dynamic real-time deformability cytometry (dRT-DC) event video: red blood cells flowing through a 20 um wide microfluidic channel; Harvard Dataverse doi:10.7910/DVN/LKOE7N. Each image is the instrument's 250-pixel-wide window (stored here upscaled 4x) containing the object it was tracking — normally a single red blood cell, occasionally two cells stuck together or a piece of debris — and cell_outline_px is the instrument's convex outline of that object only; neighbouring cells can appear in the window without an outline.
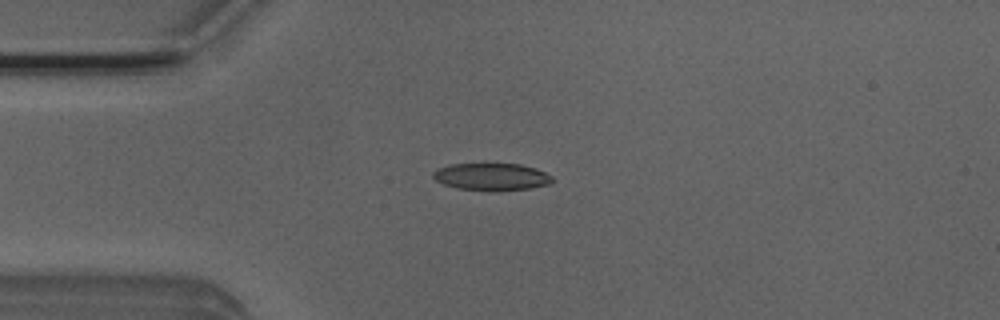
{"species": "Egyptian fruit bat (a non-hibernating species)", "species_latin": "Rousettus aegyptiacus", "temperature_condition": "room temperature", "stored_images_in_passage": 2, "camera_frame_rate_fps": 3000, "um_per_image_px": 0.085, "animal": {"sex": "male"}, "frame": {"image": 1, "passage_image": 1, "time_ms": 0.0, "image_size_px": [1000, 320], "cell_outline_px": [[556, 180], [552, 184], [528, 188], [456, 188], [444, 184], [436, 180], [432, 176], [432, 172], [436, 168], [452, 164], [520, 164], [536, 168], [552, 176]], "centroid_in_image_um": [41.8, 14.98], "position_along_channel_um": 43.2, "area_um2": 18.21}}